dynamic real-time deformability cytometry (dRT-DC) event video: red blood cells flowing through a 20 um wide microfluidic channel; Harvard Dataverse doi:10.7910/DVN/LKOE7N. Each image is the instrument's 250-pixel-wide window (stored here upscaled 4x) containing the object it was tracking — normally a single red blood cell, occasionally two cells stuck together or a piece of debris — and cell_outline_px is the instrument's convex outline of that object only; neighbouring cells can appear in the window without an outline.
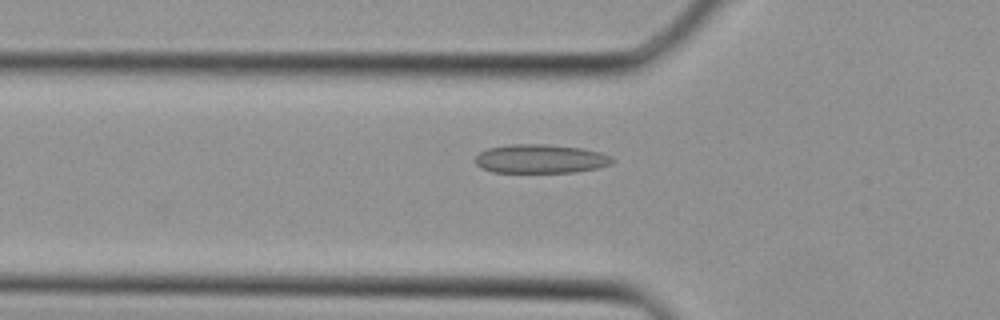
{"species": "Egyptian fruit bat (a non-hibernating species)", "species_latin": "Rousettus aegyptiacus", "temperature_condition": "cold", "stored_images_in_passage": 22, "camera_frame_rate_fps": 3000, "um_per_image_px": 0.085, "animal": {"sex": "female"}, "frame": {"image": 1, "passage_image": 2, "time_ms": 0.333, "image_size_px": [1000, 320], "cell_outline_px": [[616, 160], [612, 164], [596, 168], [576, 172], [492, 172], [480, 168], [476, 164], [476, 156], [480, 152], [488, 148], [508, 144], [548, 144], [584, 148], [600, 152], [612, 156]], "centroid_in_image_um": [45.97, 13.49], "position_along_channel_um": 79.8, "area_um2": 23.29}}
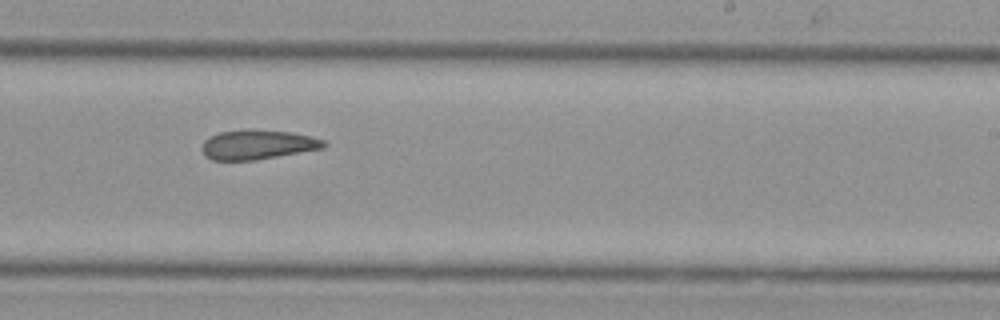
{"frame": {"image": 2, "passage_image": 12, "time_ms": 3.667, "image_size_px": [1000, 320], "cell_outline_px": [[328, 144], [324, 148], [256, 160], [212, 160], [204, 156], [200, 148], [204, 140], [220, 132], [244, 128], [292, 132], [324, 140]], "centroid_in_image_um": [21.87, 12.29], "position_along_channel_um": 267.1, "area_um2": 21.21}}
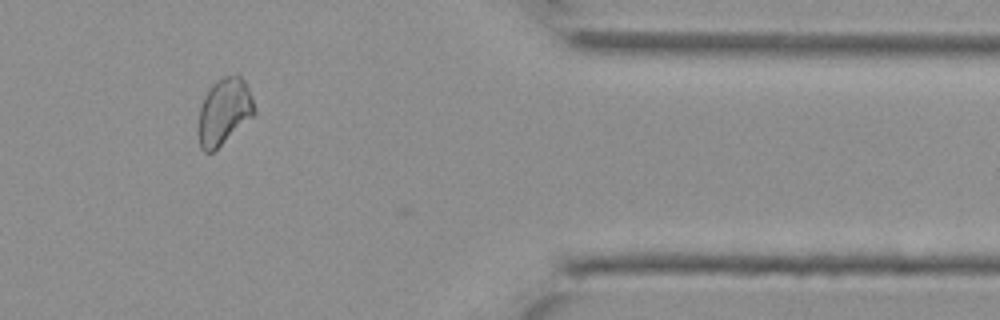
{"frame": {"image": 3, "passage_image": 20, "time_ms": 6.333, "image_size_px": [1000, 320], "cell_outline_px": [[256, 112], [252, 116], [212, 152], [204, 152], [200, 148], [200, 108], [204, 96], [212, 84], [216, 80], [224, 76], [236, 72], [244, 80], [252, 96]], "centroid_in_image_um": [19.07, 9.41], "position_along_channel_um": 392.3, "area_um2": 21.21}}